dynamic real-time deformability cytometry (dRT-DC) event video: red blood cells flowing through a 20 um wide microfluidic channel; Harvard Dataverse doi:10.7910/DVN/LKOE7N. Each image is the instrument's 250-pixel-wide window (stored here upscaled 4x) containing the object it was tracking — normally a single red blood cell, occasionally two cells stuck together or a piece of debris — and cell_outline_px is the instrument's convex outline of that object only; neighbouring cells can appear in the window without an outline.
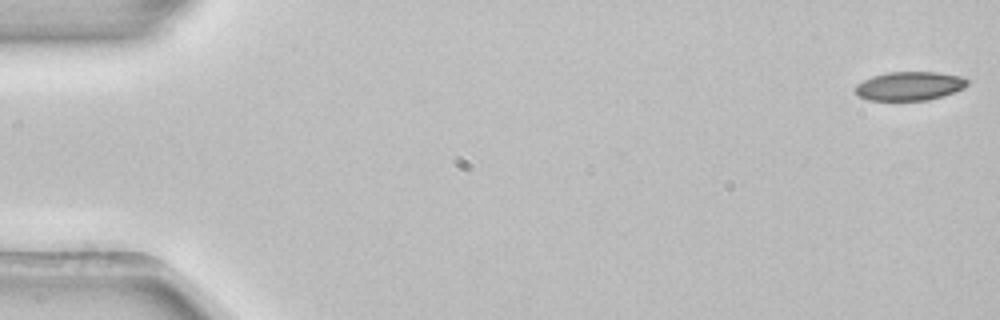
{"species": "common noctule bat (a hibernating species)", "species_latin": "Nyctalus noctula", "temperature_condition": "room temperature", "stored_images_in_passage": 6, "camera_frame_rate_fps": 3000, "um_per_image_px": 0.085, "animal": {"sex": "female", "body_mass_g": 22.7, "forearm_length_mm": 54.2}, "frame": {"image": 1, "passage_image": 1, "time_ms": 0.0, "image_size_px": [1000, 320], "cell_outline_px": [[968, 84], [964, 88], [944, 96], [928, 100], [868, 100], [856, 96], [852, 88], [856, 84], [872, 76], [888, 72], [936, 72], [964, 76], [968, 80]], "centroid_in_image_um": [77.29, 7.31], "position_along_channel_um": 7.7, "area_um2": 19.13}}
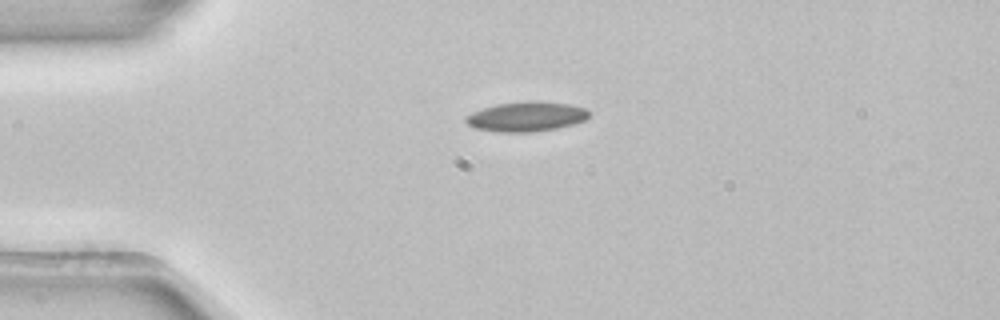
{"frame": {"image": 2, "passage_image": 4, "time_ms": 1.0, "image_size_px": [1000, 320], "cell_outline_px": [[588, 116], [584, 120], [572, 124], [556, 128], [532, 132], [500, 132], [472, 128], [464, 120], [464, 116], [472, 112], [496, 104], [532, 100], [568, 104], [588, 108]], "centroid_in_image_um": [44.7, 9.91], "position_along_channel_um": 40.3, "area_um2": 21.39}}